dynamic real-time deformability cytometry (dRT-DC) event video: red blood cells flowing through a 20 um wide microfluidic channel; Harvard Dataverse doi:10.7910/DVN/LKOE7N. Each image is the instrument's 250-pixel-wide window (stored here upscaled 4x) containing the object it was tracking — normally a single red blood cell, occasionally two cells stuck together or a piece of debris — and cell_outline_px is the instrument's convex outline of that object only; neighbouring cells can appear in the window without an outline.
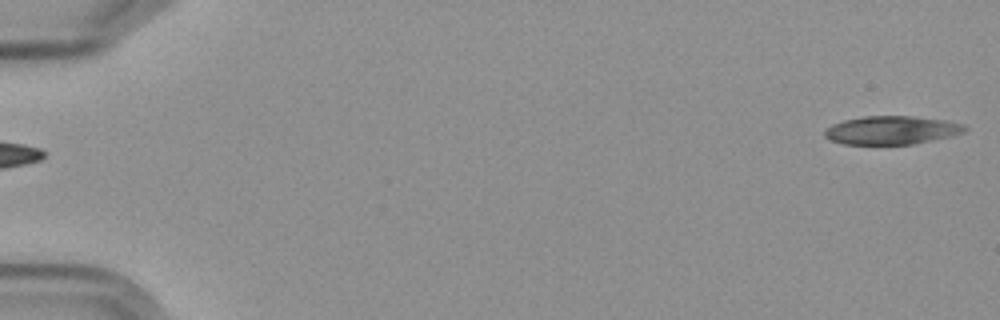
{"species": "Egyptian fruit bat (a non-hibernating species)", "species_latin": "Rousettus aegyptiacus", "temperature_condition": "cold", "stored_images_in_passage": 2, "segment_of_instrument_passage": [2, 2], "camera_frame_rate_fps": 3000, "um_per_image_px": 0.085, "frame": {"image": 1, "passage_image": 2, "time_ms": 1.333, "image_size_px": [1000, 320], "cell_outline_px": [[968, 128], [964, 132], [952, 136], [912, 144], [844, 144], [828, 140], [824, 136], [824, 132], [832, 124], [844, 120], [864, 116], [912, 116], [944, 120], [964, 124]], "centroid_in_image_um": [75.78, 11.07], "position_along_channel_um": 9.2, "area_um2": 23.18}}